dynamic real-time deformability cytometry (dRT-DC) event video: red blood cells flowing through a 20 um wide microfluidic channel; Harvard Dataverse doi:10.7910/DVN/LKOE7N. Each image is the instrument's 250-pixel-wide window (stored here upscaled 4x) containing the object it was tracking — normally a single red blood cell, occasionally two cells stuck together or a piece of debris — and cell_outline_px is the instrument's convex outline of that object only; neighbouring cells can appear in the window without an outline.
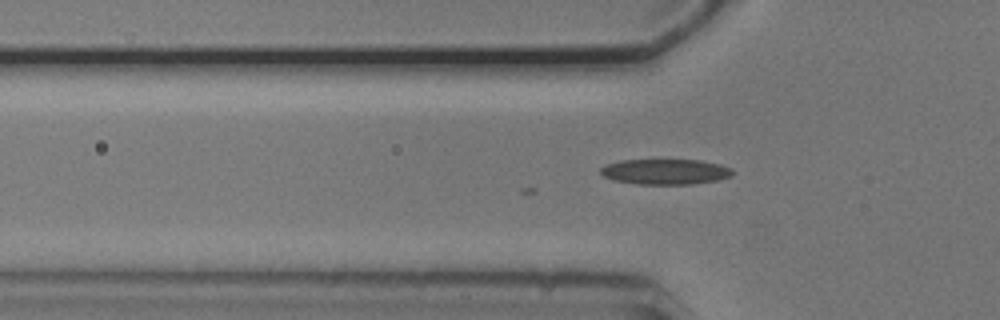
{"species": "common noctule bat (a hibernating species)", "species_latin": "Nyctalus noctula", "temperature_condition": "cold", "stored_images_in_passage": 37, "camera_frame_rate_fps": 3000, "um_per_image_px": 0.085, "animal": {"sex": "male", "body_mass_g": 20.5, "forearm_length_mm": 52.5}, "frame": {"image": 1, "passage_image": 2, "time_ms": 0.333, "image_size_px": [1000, 320], "cell_outline_px": [[732, 176], [716, 180], [692, 184], [636, 184], [616, 180], [604, 176], [600, 172], [600, 168], [608, 164], [620, 160], [700, 160], [720, 164], [732, 168]], "centroid_in_image_um": [56.57, 14.59], "position_along_channel_um": 69.2, "area_um2": 19.42}}
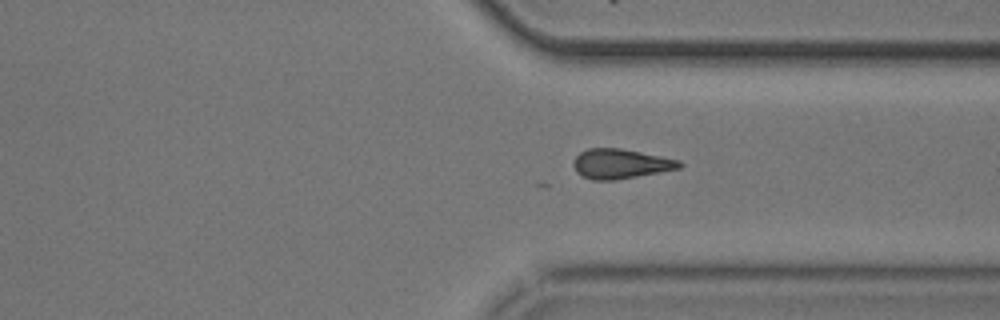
{"frame": {"image": 2, "passage_image": 25, "time_ms": 8.0, "image_size_px": [1000, 320], "cell_outline_px": [[684, 164], [680, 168], [660, 172], [612, 180], [592, 180], [576, 172], [572, 164], [576, 156], [580, 152], [588, 148], [620, 148], [680, 160]], "centroid_in_image_um": [52.74, 13.92], "position_along_channel_um": 358.7, "area_um2": 18.21}}
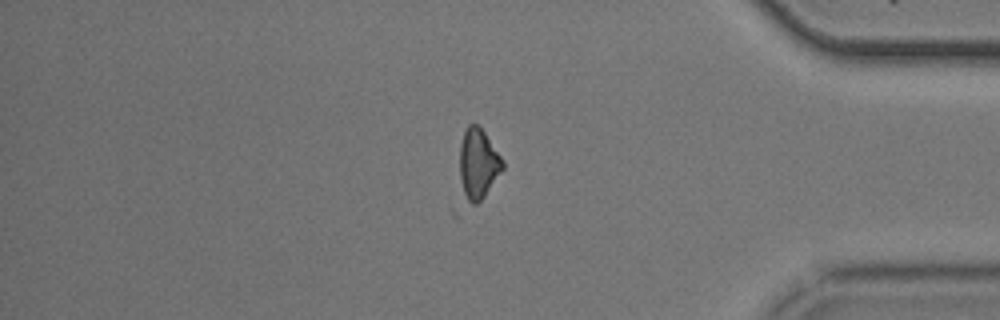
{"frame": {"image": 3, "passage_image": 30, "time_ms": 9.667, "image_size_px": [1000, 320], "cell_outline_px": [[504, 168], [484, 196], [476, 204], [472, 204], [468, 200], [464, 192], [460, 176], [460, 144], [464, 132], [468, 124], [476, 124], [484, 132], [504, 160]], "centroid_in_image_um": [40.66, 13.89], "position_along_channel_um": 394.5, "area_um2": 17.22}}